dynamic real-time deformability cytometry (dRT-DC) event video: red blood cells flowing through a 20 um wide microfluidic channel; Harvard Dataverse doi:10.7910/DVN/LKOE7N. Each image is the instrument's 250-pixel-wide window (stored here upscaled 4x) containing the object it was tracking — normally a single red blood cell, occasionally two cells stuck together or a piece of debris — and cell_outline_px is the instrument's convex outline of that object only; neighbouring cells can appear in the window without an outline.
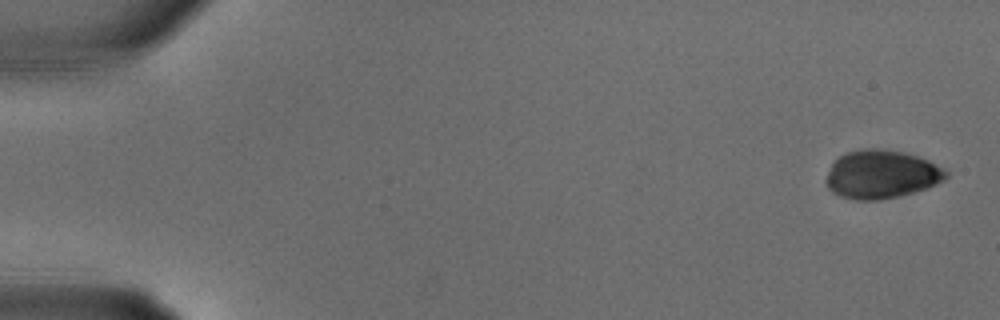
{"species": "common noctule bat (a hibernating species)", "species_latin": "Nyctalus noctula", "temperature_condition": "warm", "stored_images_in_passage": 10, "camera_frame_rate_fps": 3000, "um_per_image_px": 0.085, "animal": {"sex": "male", "body_mass_g": 18.8}, "frame": {"image": 1, "passage_image": 1, "time_ms": 0.0, "image_size_px": [1000, 320], "cell_outline_px": [[948, 176], [944, 180], [928, 188], [916, 192], [900, 196], [880, 200], [856, 200], [840, 196], [832, 192], [828, 188], [824, 180], [832, 164], [840, 156], [848, 152], [864, 148], [876, 148], [904, 152], [928, 160], [944, 168], [948, 172]], "centroid_in_image_um": [74.93, 14.83], "position_along_channel_um": 10.1, "area_um2": 33.99}}